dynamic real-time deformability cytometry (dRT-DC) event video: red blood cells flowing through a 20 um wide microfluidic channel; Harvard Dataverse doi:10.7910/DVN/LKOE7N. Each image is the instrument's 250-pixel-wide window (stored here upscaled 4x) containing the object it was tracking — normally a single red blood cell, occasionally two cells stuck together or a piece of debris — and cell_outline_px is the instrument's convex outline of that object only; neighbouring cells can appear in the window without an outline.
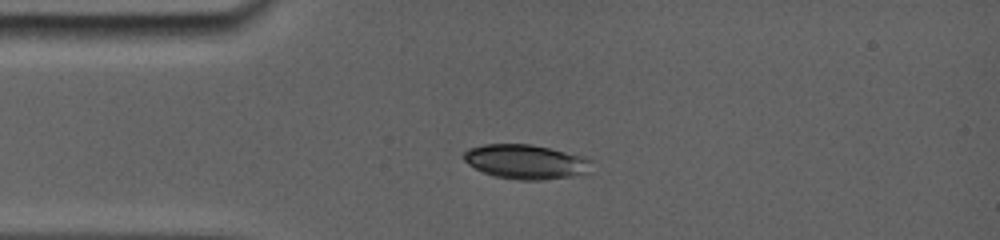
{"species": "common noctule bat (a hibernating species)", "species_latin": "Nyctalus noctula", "temperature_condition": "room temperature", "stored_images_in_passage": 21, "camera_frame_rate_fps": 5000, "um_per_image_px": 0.085, "animal": {"sex": "female", "body_mass_g": 19.0, "forearm_length_mm": 56.7}, "frame": {"image": 1, "passage_image": 1, "time_ms": 0.0, "image_size_px": [1000, 240], "cell_outline_px": [[588, 172], [568, 176], [544, 180], [520, 180], [492, 176], [468, 164], [464, 160], [464, 152], [472, 148], [488, 144], [528, 144], [548, 148], [588, 160]], "centroid_in_image_um": [44.58, 13.76], "position_along_channel_um": 40.4, "area_um2": 24.62}}
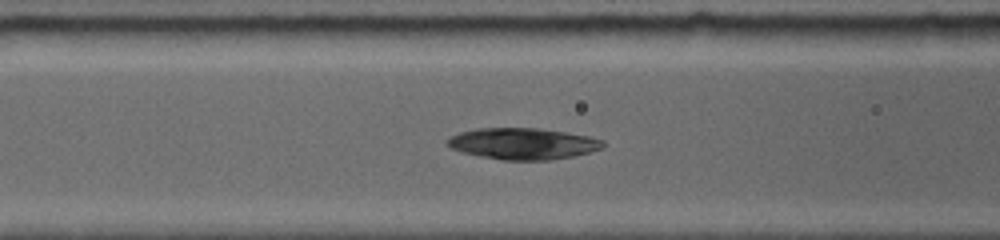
{"frame": {"image": 2, "passage_image": 10, "time_ms": 2.6, "image_size_px": [1000, 240], "cell_outline_px": [[604, 144], [600, 148], [588, 152], [572, 156], [548, 160], [504, 160], [480, 156], [464, 152], [452, 148], [448, 144], [448, 140], [452, 136], [460, 132], [480, 128], [536, 128], [564, 132], [588, 136], [600, 140]], "centroid_in_image_um": [44.43, 12.21], "position_along_channel_um": 122.2, "area_um2": 27.8}}
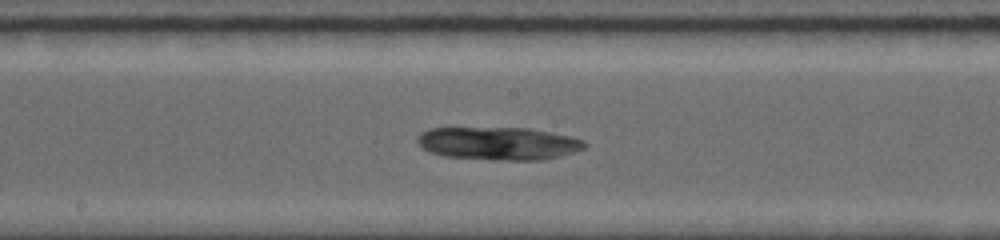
{"frame": {"image": 3, "passage_image": 18, "time_ms": 4.8, "image_size_px": [1000, 240], "cell_outline_px": [[588, 144], [584, 148], [560, 156], [544, 160], [508, 160], [444, 156], [432, 152], [424, 148], [416, 140], [424, 132], [432, 128], [528, 128], [568, 136], [580, 140]], "centroid_in_image_um": [42.39, 12.19], "position_along_channel_um": 205.8, "area_um2": 31.39}}